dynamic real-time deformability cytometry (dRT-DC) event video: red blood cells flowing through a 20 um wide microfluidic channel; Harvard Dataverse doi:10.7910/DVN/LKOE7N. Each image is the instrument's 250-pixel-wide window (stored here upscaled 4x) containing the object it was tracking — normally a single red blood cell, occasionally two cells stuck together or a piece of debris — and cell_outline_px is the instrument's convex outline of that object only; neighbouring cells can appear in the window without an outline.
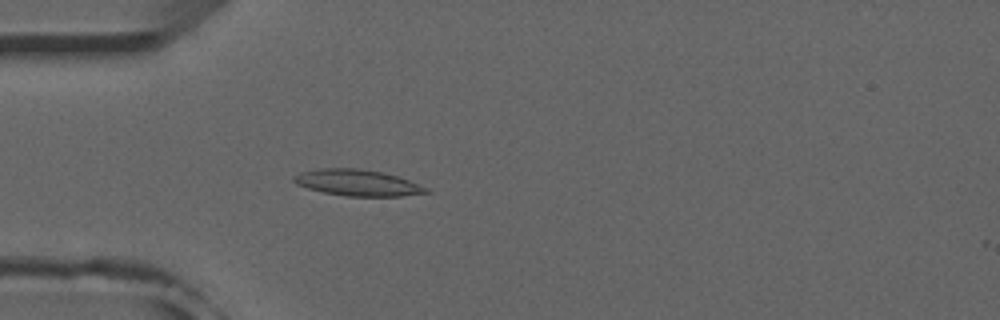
{"species": "common noctule bat (a hibernating species)", "species_latin": "Nyctalus noctula", "temperature_condition": "room temperature", "stored_images_in_passage": 41, "camera_frame_rate_fps": 3000, "um_per_image_px": 0.085, "animal": {"sex": "male", "forearm_length_mm": 52.5}, "frame": {"image": 1, "passage_image": 4, "time_ms": 1.0, "image_size_px": [1000, 320], "cell_outline_px": [[432, 192], [400, 196], [344, 196], [324, 192], [308, 188], [296, 184], [292, 180], [292, 176], [300, 172], [320, 168], [356, 168], [384, 172], [408, 180], [428, 188]], "centroid_in_image_um": [30.36, 15.53], "position_along_channel_um": 54.6, "area_um2": 20.23}}
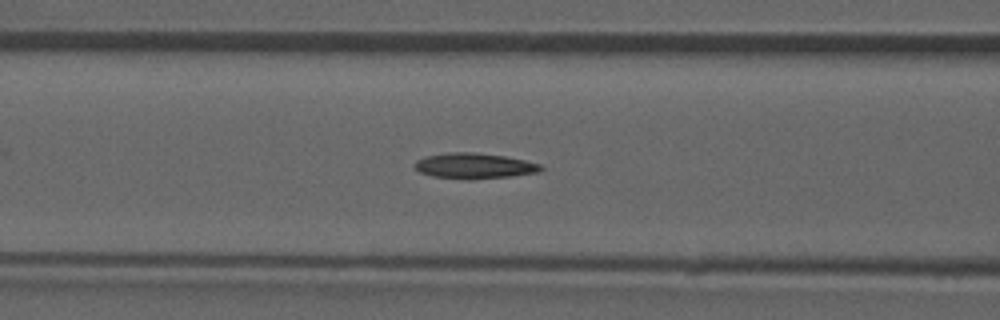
{"frame": {"image": 2, "passage_image": 10, "time_ms": 3.0, "image_size_px": [1000, 320], "cell_outline_px": [[544, 168], [540, 172], [512, 176], [472, 180], [468, 180], [432, 176], [420, 172], [412, 164], [416, 160], [424, 156], [448, 152], [476, 152], [504, 156], [524, 160], [540, 164]], "centroid_in_image_um": [40.29, 14.1], "position_along_channel_um": 126.3, "area_um2": 19.07}}
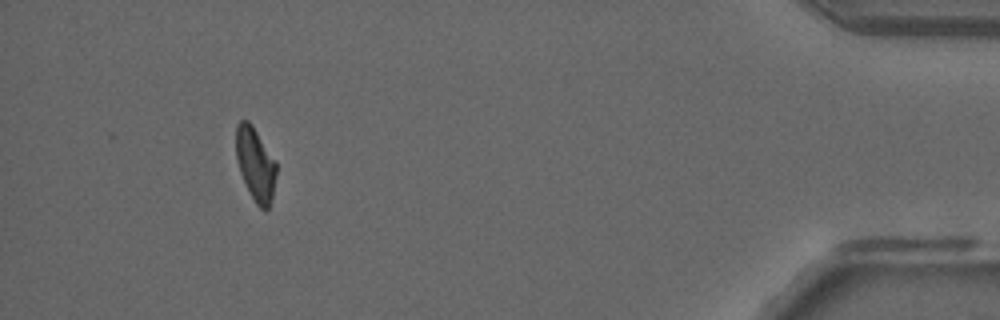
{"frame": {"image": 3, "passage_image": 37, "time_ms": 12.0, "image_size_px": [1000, 320], "cell_outline_px": [[276, 176], [272, 196], [268, 208], [264, 212], [256, 204], [240, 172], [236, 160], [236, 124], [240, 120], [248, 120], [252, 124], [276, 160]], "centroid_in_image_um": [21.71, 13.92], "position_along_channel_um": 413.5, "area_um2": 17.22}, "authors_computed_cell_mechanics": {"area_um2": 18.0914, "velocity_mm_per_s": 3.9219, "shape_relaxation_time_tau1_ms": null, "shape_relaxation_time_tau2_ms": 6.4007, "deformation_change_tau1": null, "deformation_change_tau2": 0.1653}}